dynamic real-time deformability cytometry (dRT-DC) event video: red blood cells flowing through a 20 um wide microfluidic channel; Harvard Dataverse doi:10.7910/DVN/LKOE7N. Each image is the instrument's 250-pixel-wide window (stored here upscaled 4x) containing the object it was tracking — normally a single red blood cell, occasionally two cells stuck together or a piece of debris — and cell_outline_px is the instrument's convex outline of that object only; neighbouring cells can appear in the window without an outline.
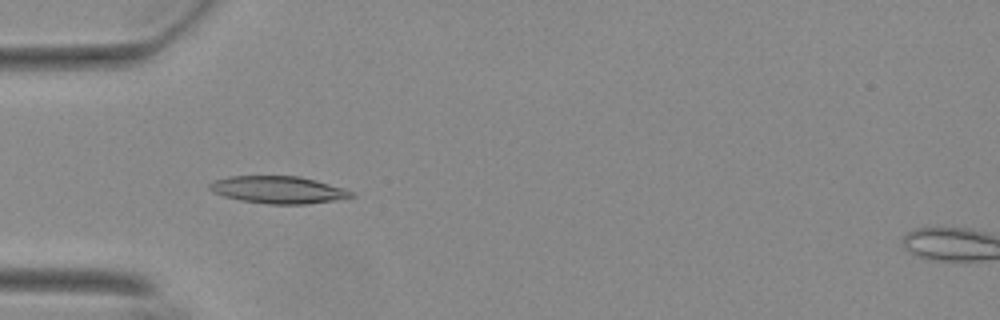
{"species": "Egyptian fruit bat (a non-hibernating species)", "species_latin": "Rousettus aegyptiacus", "temperature_condition": "warm", "stored_images_in_passage": 56, "camera_frame_rate_fps": 3000, "um_per_image_px": 0.085, "animal": {"sex": "female"}, "frame": {"image": 1, "passage_image": 18, "time_ms": 5.667, "image_size_px": [1000, 320], "cell_outline_px": [[356, 196], [332, 200], [304, 204], [268, 204], [240, 200], [224, 196], [212, 192], [208, 188], [208, 184], [216, 180], [232, 176], [296, 176], [316, 180], [344, 188], [352, 192]], "centroid_in_image_um": [23.62, 16.13], "position_along_channel_um": 61.4, "area_um2": 22.31}}
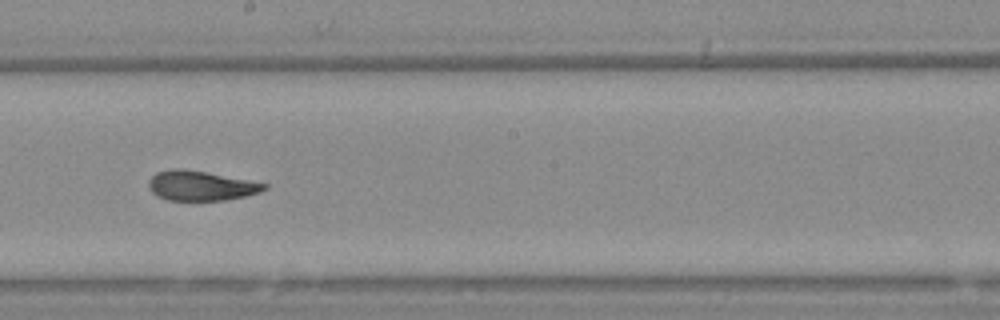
{"frame": {"image": 2, "passage_image": 32, "time_ms": 10.333, "image_size_px": [1000, 320], "cell_outline_px": [[268, 188], [260, 192], [244, 196], [224, 200], [168, 200], [156, 196], [152, 192], [148, 184], [148, 180], [156, 172], [176, 168], [180, 168], [204, 172], [268, 184]], "centroid_in_image_um": [17.04, 15.79], "position_along_channel_um": 231.2, "area_um2": 19.77}}
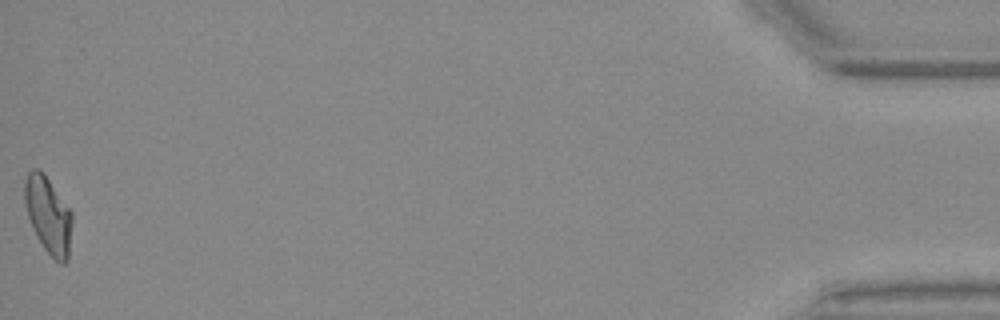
{"frame": {"image": 3, "passage_image": 56, "time_ms": 18.333, "image_size_px": [1000, 320], "cell_outline_px": [[72, 224], [68, 260], [64, 264], [60, 264], [44, 248], [36, 236], [32, 228], [28, 216], [24, 200], [24, 180], [28, 172], [32, 168], [36, 168], [44, 172], [72, 212]], "centroid_in_image_um": [4.1, 18.26], "position_along_channel_um": 431.1, "area_um2": 21.39}, "authors_computed_cell_mechanics": {"area_um2": 20.9236, "velocity_mm_per_s": 3.7001, "shape_relaxation_time_tau1_ms": 6.7775, "shape_relaxation_time_tau2_ms": 1.9308, "deformation_change_tau1": 0.1889, "deformation_change_tau2": 0.0866}}